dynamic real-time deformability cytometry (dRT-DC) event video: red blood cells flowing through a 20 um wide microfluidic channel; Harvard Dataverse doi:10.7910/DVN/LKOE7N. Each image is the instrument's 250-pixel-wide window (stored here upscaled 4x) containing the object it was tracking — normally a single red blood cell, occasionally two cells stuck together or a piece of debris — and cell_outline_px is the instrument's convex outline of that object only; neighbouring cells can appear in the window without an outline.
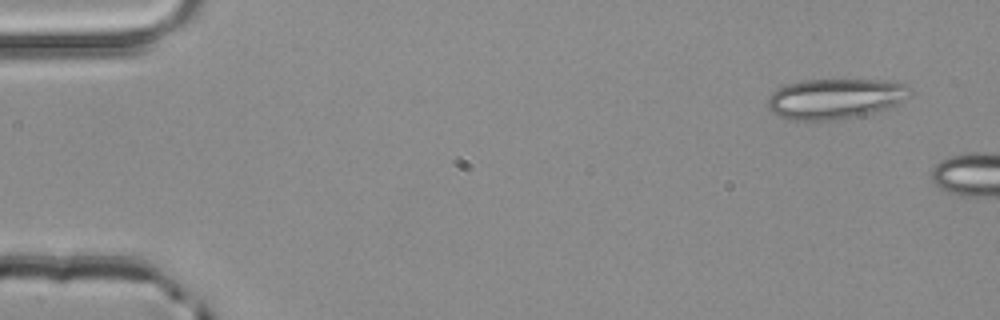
{"species": "common noctule bat (a hibernating species)", "species_latin": "Nyctalus noctula", "temperature_condition": "room temperature", "stored_images_in_passage": 2, "camera_frame_rate_fps": 3000, "um_per_image_px": 0.085, "animal": {"sex": "male", "body_mass_g": 20.4}, "frame": {"image": 1, "passage_image": 1, "time_ms": 0.0, "image_size_px": [1000, 320], "cell_outline_px": [[912, 92], [900, 104], [888, 108], [836, 120], [784, 120], [772, 112], [768, 108], [768, 96], [772, 92], [784, 84], [804, 80], [896, 80], [908, 84]], "centroid_in_image_um": [71.0, 8.37], "position_along_channel_um": 14.0, "area_um2": 33.81}}